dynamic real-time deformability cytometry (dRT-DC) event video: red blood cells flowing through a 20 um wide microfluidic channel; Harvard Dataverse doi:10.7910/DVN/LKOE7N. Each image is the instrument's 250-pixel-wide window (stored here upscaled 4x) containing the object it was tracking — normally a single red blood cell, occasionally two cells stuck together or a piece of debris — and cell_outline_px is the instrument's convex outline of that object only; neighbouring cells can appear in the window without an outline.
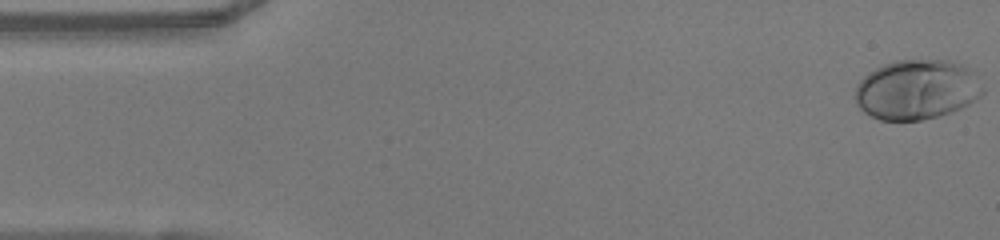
{"species": "human", "species_latin": "Homo sapiens", "temperature_condition": "warm", "stored_images_in_passage": 49, "camera_frame_rate_fps": 3000, "um_per_image_px": 0.085, "donor": {"sex": "female"}, "frame": {"image": 1, "passage_image": 1, "time_ms": 0.0, "image_size_px": [1000, 240], "cell_outline_px": [[984, 92], [976, 100], [952, 112], [940, 116], [920, 120], [880, 120], [864, 112], [856, 104], [852, 96], [856, 84], [868, 72], [884, 64], [896, 60], [948, 60], [960, 64], [968, 68], [972, 72], [984, 88]], "centroid_in_image_um": [77.89, 7.62], "position_along_channel_um": 7.1, "area_um2": 44.8}}
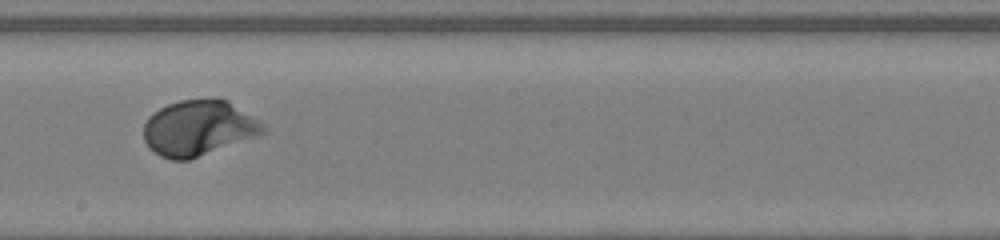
{"frame": {"image": 2, "passage_image": 27, "time_ms": 8.667, "image_size_px": [1000, 240], "cell_outline_px": [[268, 132], [188, 160], [172, 160], [160, 156], [148, 148], [144, 140], [144, 124], [148, 116], [152, 112], [168, 104], [180, 100], [228, 100], [260, 120], [268, 128]], "centroid_in_image_um": [16.88, 10.89], "position_along_channel_um": 231.3, "area_um2": 38.55}}
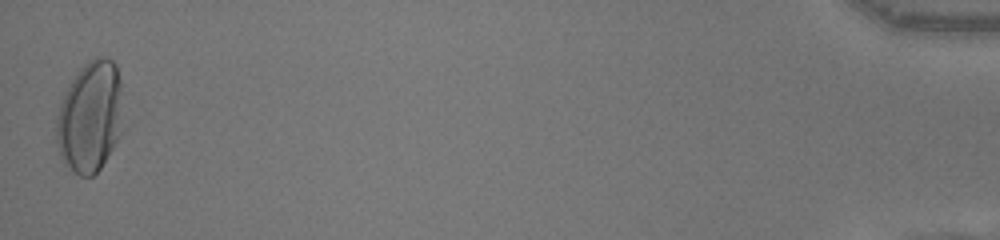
{"frame": {"image": 3, "passage_image": 49, "time_ms": 16.0, "image_size_px": [1000, 240], "cell_outline_px": [[124, 124], [112, 148], [100, 168], [92, 176], [80, 176], [64, 164], [60, 156], [56, 144], [56, 116], [60, 100], [76, 72], [88, 60], [96, 56], [108, 56], [116, 64], [120, 80], [124, 120]], "centroid_in_image_um": [7.65, 9.89], "position_along_channel_um": 427.5, "area_um2": 43.87}, "authors_computed_cell_mechanics": {"area_um2": 38.2058, "velocity_mm_per_s": 4.0597, "shape_relaxation_time_tau1_ms": 2.6598, "shape_relaxation_time_tau2_ms": null, "deformation_change_tau1": 0.186, "deformation_change_tau2": null}}